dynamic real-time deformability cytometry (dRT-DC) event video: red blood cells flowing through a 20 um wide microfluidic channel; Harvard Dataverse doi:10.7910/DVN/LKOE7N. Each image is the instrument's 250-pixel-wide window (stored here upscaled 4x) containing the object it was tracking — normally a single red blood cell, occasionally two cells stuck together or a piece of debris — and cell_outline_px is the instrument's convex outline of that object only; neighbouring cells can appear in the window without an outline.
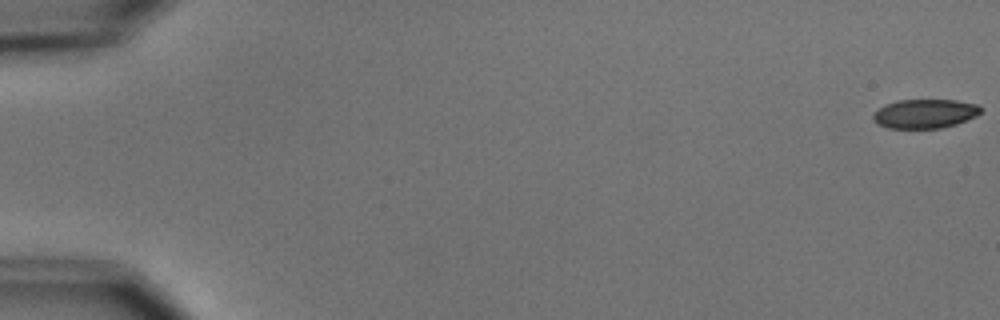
{"species": "common noctule bat (a hibernating species)", "species_latin": "Nyctalus noctula", "temperature_condition": "cold", "stored_images_in_passage": 5, "camera_frame_rate_fps": 3000, "um_per_image_px": 0.085, "animal": {"sex": "male", "body_mass_g": 15.6}, "frame": {"image": 1, "passage_image": 1, "time_ms": 0.0, "image_size_px": [1000, 320], "cell_outline_px": [[980, 112], [976, 116], [956, 124], [940, 128], [888, 128], [876, 124], [872, 120], [872, 116], [884, 104], [896, 100], [956, 100], [980, 104]], "centroid_in_image_um": [78.6, 9.66], "position_along_channel_um": 6.4, "area_um2": 18.32}}
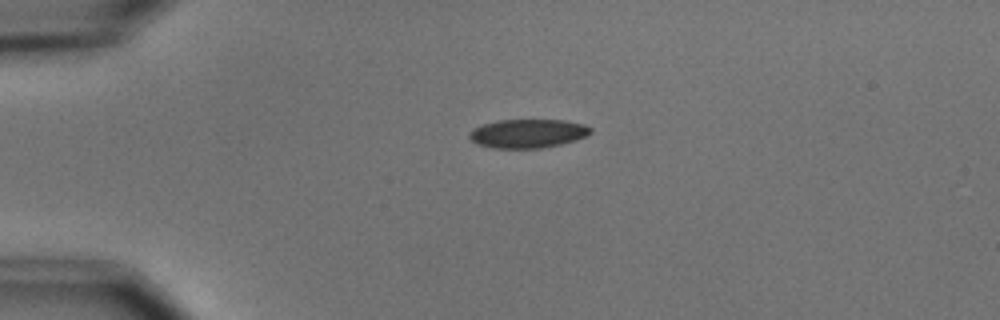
{"frame": {"image": 2, "passage_image": 4, "time_ms": 4.333, "image_size_px": [1000, 320], "cell_outline_px": [[592, 132], [576, 140], [560, 144], [540, 148], [492, 148], [476, 144], [468, 136], [468, 132], [472, 128], [496, 120], [564, 120], [584, 124], [592, 128]], "centroid_in_image_um": [44.83, 11.34], "position_along_channel_um": 40.2, "area_um2": 20.4}}